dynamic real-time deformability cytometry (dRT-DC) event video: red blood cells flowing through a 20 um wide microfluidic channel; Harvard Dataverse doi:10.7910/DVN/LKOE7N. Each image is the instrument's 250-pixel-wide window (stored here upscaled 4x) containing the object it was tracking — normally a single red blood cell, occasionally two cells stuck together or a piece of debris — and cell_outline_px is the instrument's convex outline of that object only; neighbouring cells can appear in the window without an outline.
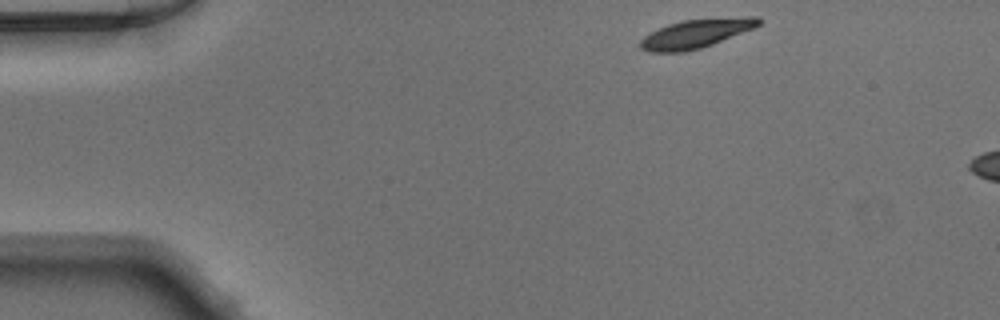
{"species": "Egyptian fruit bat (a non-hibernating species)", "species_latin": "Rousettus aegyptiacus", "temperature_condition": "warm", "stored_images_in_passage": 5, "camera_frame_rate_fps": 3000, "um_per_image_px": 0.085, "animal": {"sex": "male"}, "frame": {"image": 1, "passage_image": 1, "time_ms": 0.0, "image_size_px": [1000, 320], "cell_outline_px": [[760, 24], [752, 28], [712, 44], [700, 48], [684, 52], [648, 52], [640, 48], [640, 40], [644, 36], [668, 24], [680, 20], [744, 16], [760, 16]], "centroid_in_image_um": [59.14, 2.84], "position_along_channel_um": 25.9, "area_um2": 19.71}}